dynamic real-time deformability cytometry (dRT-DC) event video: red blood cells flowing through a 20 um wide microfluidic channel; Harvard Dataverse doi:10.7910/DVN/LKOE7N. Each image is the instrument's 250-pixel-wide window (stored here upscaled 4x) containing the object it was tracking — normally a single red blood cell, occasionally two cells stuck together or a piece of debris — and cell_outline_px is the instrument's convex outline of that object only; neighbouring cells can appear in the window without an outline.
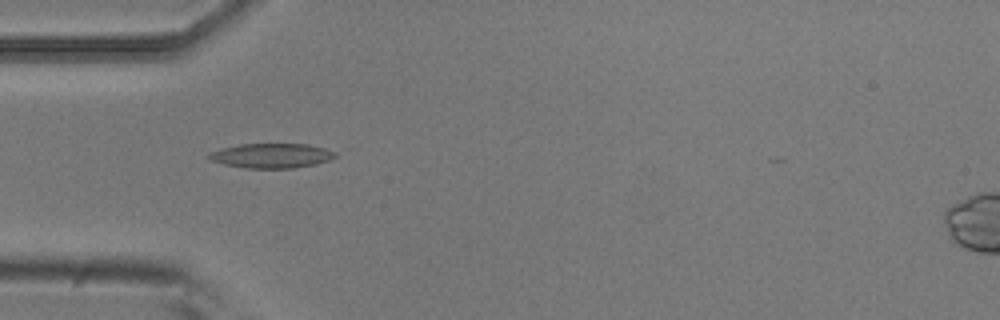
{"species": "common noctule bat (a hibernating species)", "species_latin": "Nyctalus noctula", "temperature_condition": "room temperature", "stored_images_in_passage": 2, "camera_frame_rate_fps": 3000, "um_per_image_px": 0.085, "animal": {"sex": "male", "body_mass_g": 20.5, "forearm_length_mm": 52.5}, "frame": {"image": 1, "passage_image": 1, "time_ms": 0.0, "image_size_px": [1000, 320], "cell_outline_px": [[336, 156], [328, 160], [316, 164], [292, 168], [248, 168], [224, 164], [208, 160], [204, 156], [220, 148], [240, 144], [308, 144], [324, 148], [336, 152]], "centroid_in_image_um": [23.03, 13.23], "position_along_channel_um": 62.0, "area_um2": 18.15}}
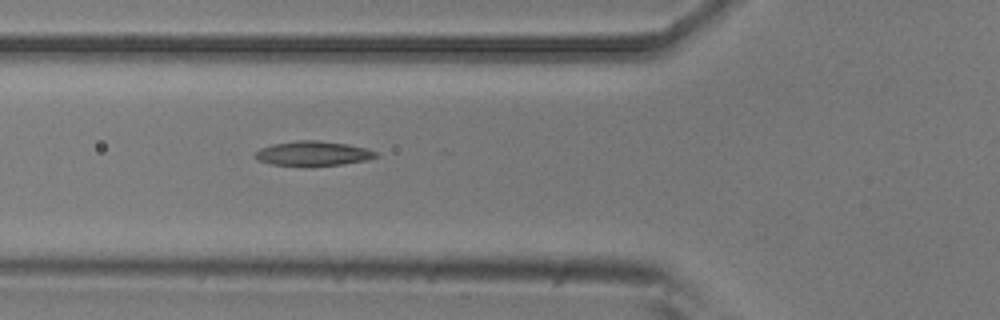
{"frame": {"image": 2, "passage_image": 2, "time_ms": 0.333, "image_size_px": [1000, 320], "cell_outline_px": [[380, 156], [368, 160], [312, 168], [272, 164], [256, 160], [252, 156], [260, 148], [272, 144], [296, 140], [316, 140], [348, 144], [364, 148], [376, 152]], "centroid_in_image_um": [26.57, 13.07], "position_along_channel_um": 99.2, "area_um2": 17.86}}